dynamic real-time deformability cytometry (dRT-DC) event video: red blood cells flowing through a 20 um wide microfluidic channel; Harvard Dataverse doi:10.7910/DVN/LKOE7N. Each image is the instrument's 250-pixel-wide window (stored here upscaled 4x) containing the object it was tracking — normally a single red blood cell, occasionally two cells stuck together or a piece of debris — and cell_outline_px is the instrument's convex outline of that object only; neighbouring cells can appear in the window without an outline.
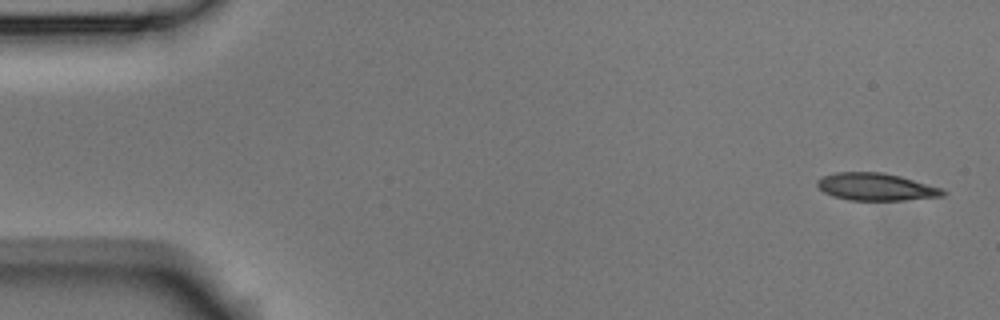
{"species": "Egyptian fruit bat (a non-hibernating species)", "species_latin": "Rousettus aegyptiacus", "temperature_condition": "room temperature", "stored_images_in_passage": 5, "segment_of_instrument_passage": [1, 2], "camera_frame_rate_fps": 3000, "um_per_image_px": 0.085, "animal": {"sex": "male"}, "frame": {"image": 1, "passage_image": 1, "time_ms": 0.0, "image_size_px": [1000, 320], "cell_outline_px": [[948, 192], [944, 196], [904, 200], [848, 200], [832, 196], [824, 192], [816, 184], [816, 180], [820, 176], [836, 172], [880, 172], [900, 176], [944, 188]], "centroid_in_image_um": [74.47, 15.88], "position_along_channel_um": 10.5, "area_um2": 20.29}}
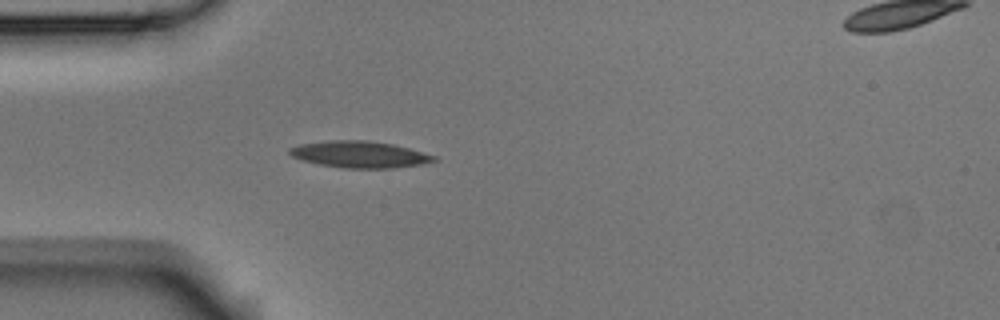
{"frame": {"image": 2, "passage_image": 4, "time_ms": 1.0, "image_size_px": [1000, 320], "cell_outline_px": [[436, 160], [420, 164], [392, 168], [344, 168], [320, 164], [300, 160], [292, 156], [288, 152], [288, 148], [300, 144], [328, 140], [368, 140], [392, 144], [408, 148], [436, 156]], "centroid_in_image_um": [30.51, 13.12], "position_along_channel_um": 54.5, "area_um2": 22.25}}